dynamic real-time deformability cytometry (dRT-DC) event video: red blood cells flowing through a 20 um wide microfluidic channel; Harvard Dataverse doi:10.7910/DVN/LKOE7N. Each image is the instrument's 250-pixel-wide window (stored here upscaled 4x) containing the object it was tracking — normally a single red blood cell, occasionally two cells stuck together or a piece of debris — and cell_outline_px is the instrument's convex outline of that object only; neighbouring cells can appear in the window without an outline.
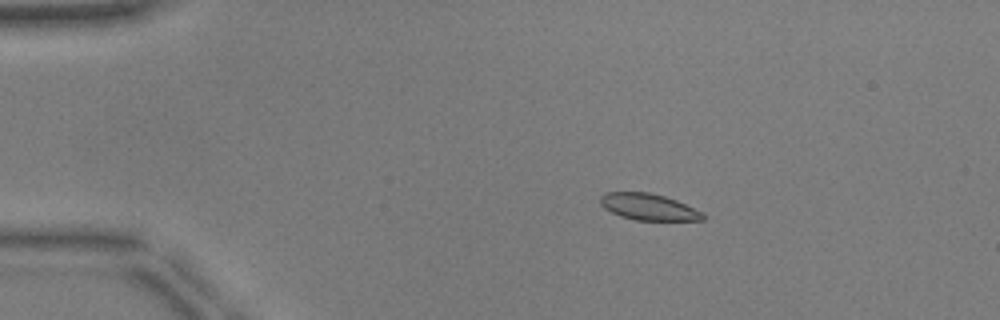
{"species": "common noctule bat (a hibernating species)", "species_latin": "Nyctalus noctula", "temperature_condition": "warm", "stored_images_in_passage": 51, "camera_frame_rate_fps": 3000, "um_per_image_px": 0.085, "animal": {"sex": "male", "body_mass_g": 17.9, "forearm_length_mm": 54.2}, "frame": {"image": 1, "passage_image": 9, "time_ms": 2.667, "image_size_px": [1000, 320], "cell_outline_px": [[704, 220], [636, 220], [620, 216], [604, 208], [600, 204], [600, 196], [604, 192], [648, 192], [664, 196], [676, 200], [704, 212]], "centroid_in_image_um": [55.11, 17.58], "position_along_channel_um": 29.9, "area_um2": 15.84}}
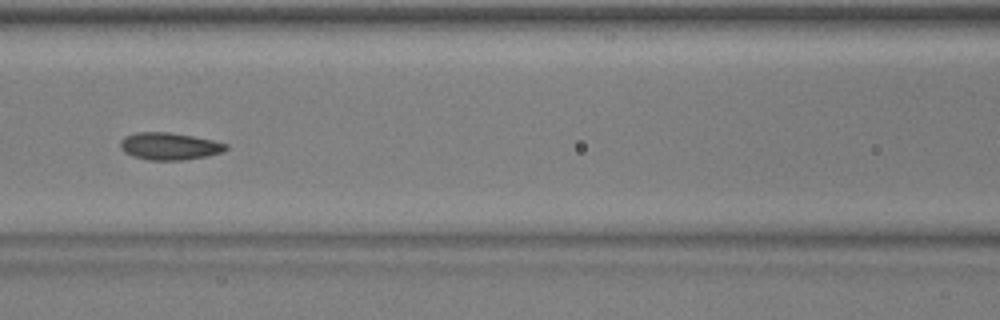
{"frame": {"image": 2, "passage_image": 23, "time_ms": 7.333, "image_size_px": [1000, 320], "cell_outline_px": [[228, 148], [220, 152], [208, 156], [184, 160], [148, 160], [132, 156], [124, 152], [120, 148], [120, 140], [124, 136], [136, 132], [168, 132], [192, 136], [212, 140], [228, 144]], "centroid_in_image_um": [14.36, 12.43], "position_along_channel_um": 152.2, "area_um2": 16.82}}
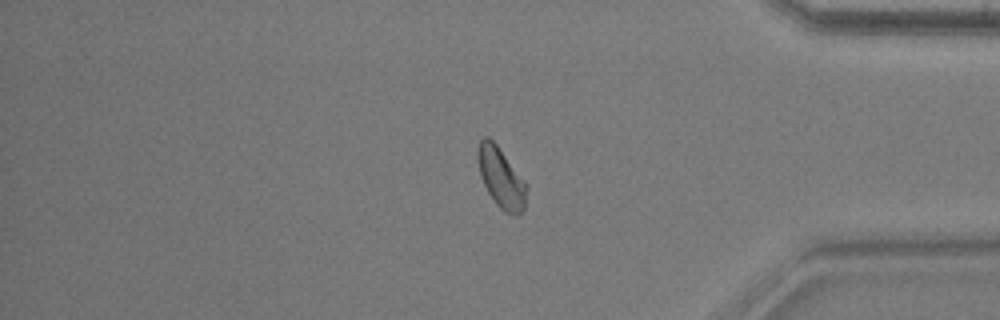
{"frame": {"image": 3, "passage_image": 43, "time_ms": 14.0, "image_size_px": [1000, 320], "cell_outline_px": [[528, 188], [524, 208], [516, 216], [512, 216], [504, 212], [496, 204], [488, 192], [480, 176], [480, 140], [484, 136], [488, 136], [496, 144], [528, 184]], "centroid_in_image_um": [42.66, 15.18], "position_along_channel_um": 392.5, "area_um2": 16.76}, "authors_computed_cell_mechanics": {"area_um2": 16.6464, "velocity_mm_per_s": 3.9312, "shape_relaxation_time_tau1_ms": 2.6986, "shape_relaxation_time_tau2_ms": 1.6052, "deformation_change_tau1": 0.0965, "deformation_change_tau2": 0.0418}}